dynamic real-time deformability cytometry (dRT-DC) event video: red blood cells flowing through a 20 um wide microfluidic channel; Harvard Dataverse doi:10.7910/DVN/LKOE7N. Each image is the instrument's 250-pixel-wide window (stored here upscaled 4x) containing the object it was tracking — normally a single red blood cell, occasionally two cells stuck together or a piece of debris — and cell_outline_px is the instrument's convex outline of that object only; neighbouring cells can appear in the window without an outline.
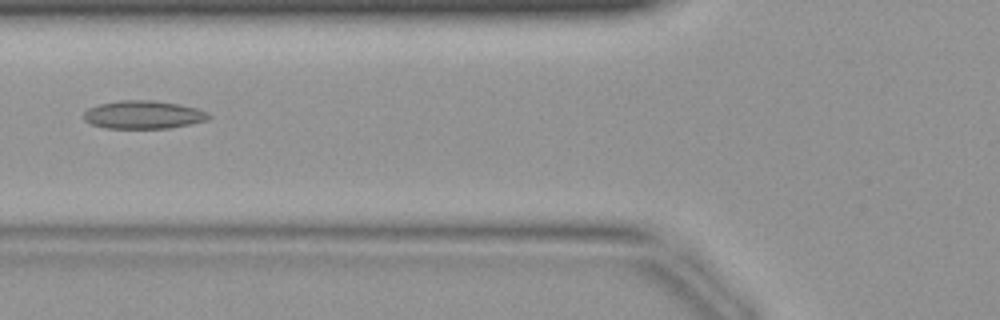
{"species": "common noctule bat (a hibernating species)", "species_latin": "Nyctalus noctula", "temperature_condition": "warm", "stored_images_in_passage": 36, "camera_frame_rate_fps": 3000, "um_per_image_px": 0.085, "animal": {"sex": "female", "body_mass_g": 19.9}, "frame": {"image": 1, "passage_image": 10, "time_ms": 3.0, "image_size_px": [1000, 320], "cell_outline_px": [[212, 116], [208, 120], [168, 128], [104, 128], [92, 124], [84, 120], [84, 112], [88, 108], [100, 104], [120, 100], [152, 100], [180, 104], [196, 108], [208, 112]], "centroid_in_image_um": [12.19, 9.75], "position_along_channel_um": 113.6, "area_um2": 20.46}}
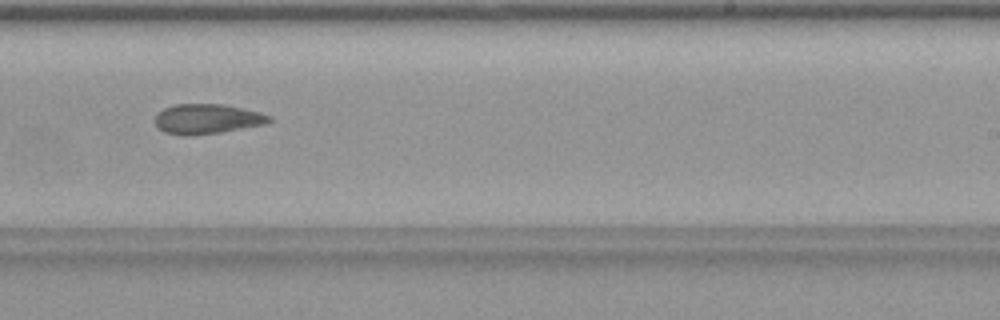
{"frame": {"image": 2, "passage_image": 20, "time_ms": 6.333, "image_size_px": [1000, 320], "cell_outline_px": [[272, 120], [268, 124], [220, 132], [188, 136], [180, 136], [164, 132], [156, 124], [156, 112], [164, 108], [176, 104], [224, 104], [260, 112], [272, 116]], "centroid_in_image_um": [17.63, 10.11], "position_along_channel_um": 271.4, "area_um2": 20.06}}
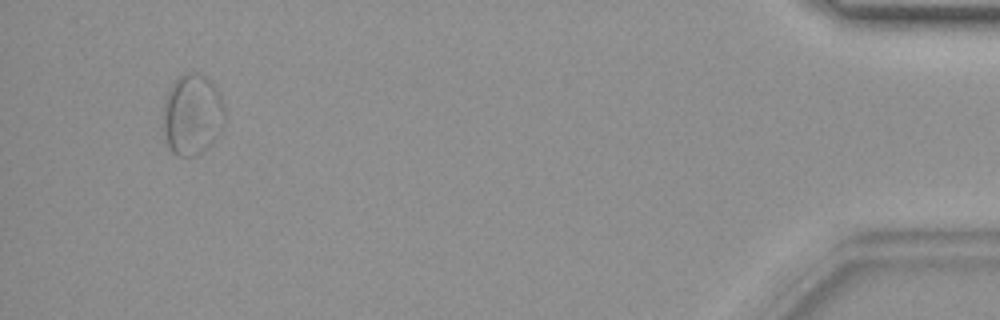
{"frame": {"image": 3, "passage_image": 34, "time_ms": 11.0, "image_size_px": [1000, 320], "cell_outline_px": [[224, 124], [220, 132], [212, 144], [200, 152], [192, 156], [176, 156], [168, 148], [164, 136], [164, 100], [172, 84], [184, 72], [200, 72], [212, 80], [216, 84], [224, 108]], "centroid_in_image_um": [16.36, 9.72], "position_along_channel_um": 418.8, "area_um2": 29.42}}